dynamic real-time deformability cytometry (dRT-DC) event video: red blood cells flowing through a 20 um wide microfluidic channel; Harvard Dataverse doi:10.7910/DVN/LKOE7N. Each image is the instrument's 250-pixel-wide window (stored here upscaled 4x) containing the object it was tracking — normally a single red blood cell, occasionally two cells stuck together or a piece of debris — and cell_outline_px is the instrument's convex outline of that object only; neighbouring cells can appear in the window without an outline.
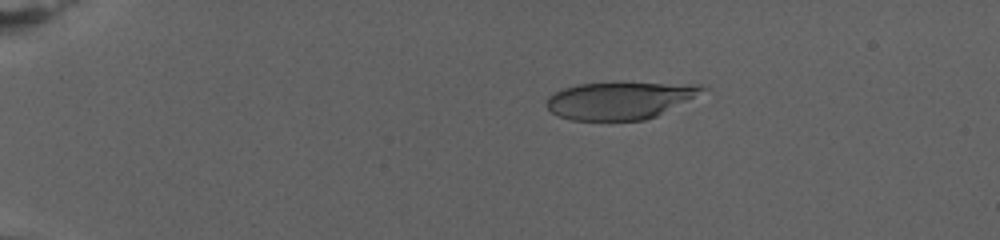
{"species": "human", "species_latin": "Homo sapiens", "temperature_condition": "warm", "stored_images_in_passage": 66, "camera_frame_rate_fps": 3000, "um_per_image_px": 0.085, "donor": {"sex": "female"}, "frame": {"image": 1, "passage_image": 3, "time_ms": 0.667, "image_size_px": [1000, 240], "cell_outline_px": [[708, 88], [656, 116], [644, 120], [572, 120], [560, 116], [552, 112], [544, 104], [548, 96], [564, 88], [576, 84], [620, 80], [704, 84]], "centroid_in_image_um": [52.68, 8.47], "position_along_channel_um": 32.3, "area_um2": 34.74}}
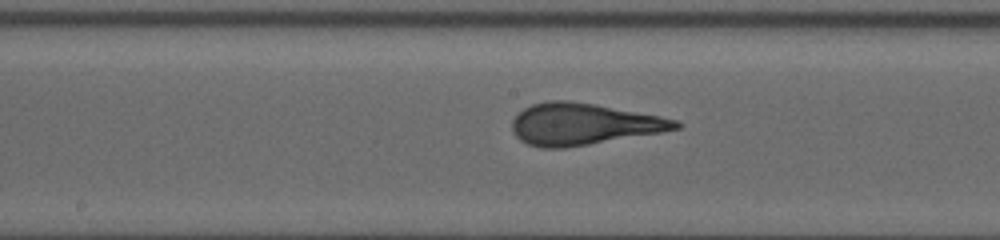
{"frame": {"image": 2, "passage_image": 31, "time_ms": 10.0, "image_size_px": [1000, 240], "cell_outline_px": [[684, 124], [680, 128], [660, 132], [564, 148], [540, 148], [528, 144], [520, 140], [512, 132], [512, 120], [524, 108], [532, 104], [548, 100], [568, 100], [596, 104], [660, 116], [680, 120]], "centroid_in_image_um": [49.58, 10.54], "position_along_channel_um": 198.6, "area_um2": 39.59}}
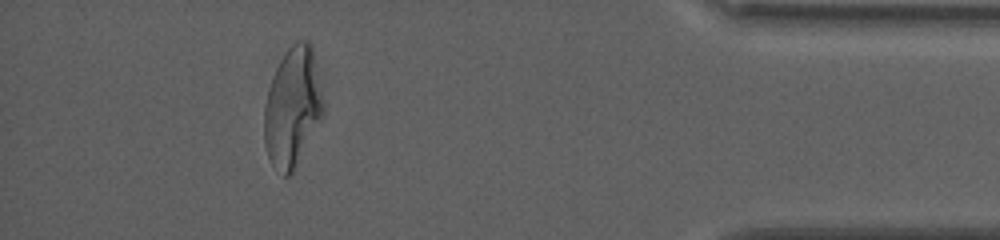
{"frame": {"image": 3, "passage_image": 59, "time_ms": 19.333, "image_size_px": [1000, 240], "cell_outline_px": [[324, 116], [292, 172], [288, 176], [284, 176], [272, 164], [268, 156], [264, 144], [264, 108], [268, 88], [276, 68], [280, 60], [288, 48], [296, 40], [308, 40], [312, 44], [324, 104]], "centroid_in_image_um": [24.87, 9.09], "position_along_channel_um": 410.3, "area_um2": 41.15}, "authors_computed_cell_mechanics": {"area_um2": 38.6682, "velocity_mm_per_s": 2.7069, "shape_relaxation_time_tau1_ms": 7.1706, "shape_relaxation_time_tau2_ms": null, "deformation_change_tau1": 0.2876, "deformation_change_tau2": null}}